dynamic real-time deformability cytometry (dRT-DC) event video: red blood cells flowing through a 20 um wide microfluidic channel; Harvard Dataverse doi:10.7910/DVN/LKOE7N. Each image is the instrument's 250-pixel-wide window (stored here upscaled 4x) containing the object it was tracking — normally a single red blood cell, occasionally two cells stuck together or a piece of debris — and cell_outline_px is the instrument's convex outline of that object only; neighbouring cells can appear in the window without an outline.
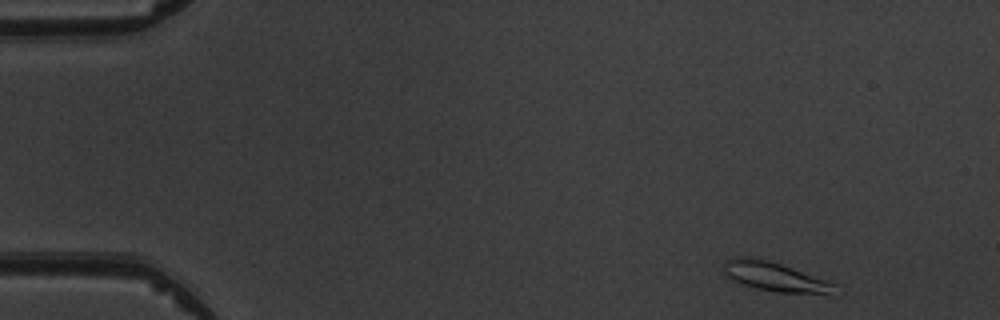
{"species": "common noctule bat (a hibernating species)", "species_latin": "Nyctalus noctula", "temperature_condition": "warm", "stored_images_in_passage": 4, "camera_frame_rate_fps": 3000, "um_per_image_px": 0.085, "animal": {"sex": "male", "body_mass_g": 19.5, "forearm_length_mm": 54.6}, "frame": {"image": 1, "passage_image": 1, "time_ms": 0.0, "image_size_px": [1000, 320], "cell_outline_px": [[840, 284], [836, 296], [832, 296], [780, 292], [756, 288], [740, 284], [728, 276], [724, 272], [724, 264], [732, 256], [756, 256]], "centroid_in_image_um": [66.02, 23.55], "position_along_channel_um": 19.0, "area_um2": 19.65}}